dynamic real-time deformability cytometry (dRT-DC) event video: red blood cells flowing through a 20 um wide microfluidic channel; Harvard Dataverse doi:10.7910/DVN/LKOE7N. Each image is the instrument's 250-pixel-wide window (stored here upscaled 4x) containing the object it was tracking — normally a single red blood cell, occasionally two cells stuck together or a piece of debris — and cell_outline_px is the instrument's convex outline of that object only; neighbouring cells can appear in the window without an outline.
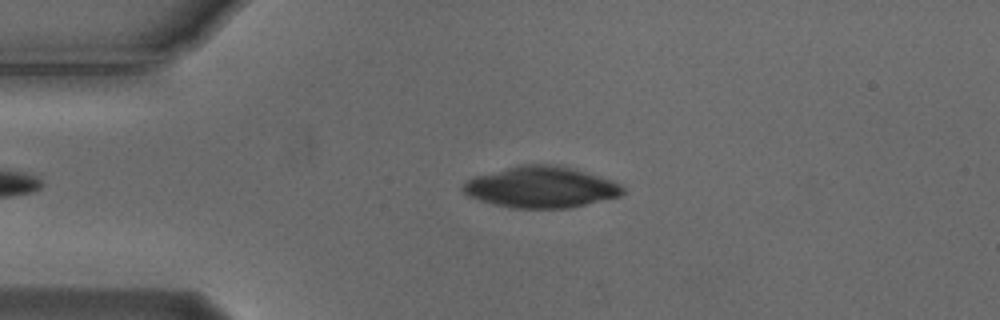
{"species": "Egyptian fruit bat (a non-hibernating species)", "species_latin": "Rousettus aegyptiacus", "temperature_condition": "cold", "stored_images_in_passage": 37, "camera_frame_rate_fps": 3000, "um_per_image_px": 0.085, "animal": {"sex": "male"}, "frame": {"image": 1, "passage_image": 6, "time_ms": 1.667, "image_size_px": [1000, 320], "cell_outline_px": [[624, 192], [620, 196], [568, 208], [508, 208], [492, 204], [468, 196], [460, 188], [472, 176], [520, 164], [560, 164], [612, 180], [620, 184], [624, 188]], "centroid_in_image_um": [45.96, 15.9], "position_along_channel_um": 39.0, "area_um2": 38.61}}